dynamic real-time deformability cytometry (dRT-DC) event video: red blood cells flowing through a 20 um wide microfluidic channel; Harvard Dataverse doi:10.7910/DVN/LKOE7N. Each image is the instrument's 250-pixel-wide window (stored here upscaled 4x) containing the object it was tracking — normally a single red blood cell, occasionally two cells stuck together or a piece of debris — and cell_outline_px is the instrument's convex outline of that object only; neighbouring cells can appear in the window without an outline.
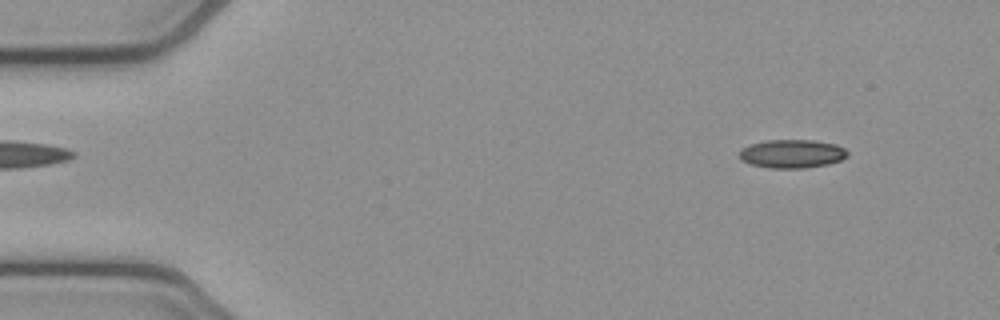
{"species": "common noctule bat (a hibernating species)", "species_latin": "Nyctalus noctula", "temperature_condition": "cold", "stored_images_in_passage": 4, "camera_frame_rate_fps": 3000, "um_per_image_px": 0.085, "animal": {"sex": "female", "body_mass_g": 21.9}, "frame": {"image": 1, "passage_image": 1, "time_ms": 0.0, "image_size_px": [1000, 320], "cell_outline_px": [[848, 156], [840, 160], [828, 164], [804, 168], [768, 168], [752, 164], [740, 160], [740, 148], [764, 140], [812, 140], [836, 144], [844, 148], [848, 152]], "centroid_in_image_um": [67.32, 13.07], "position_along_channel_um": 17.7, "area_um2": 17.98}}
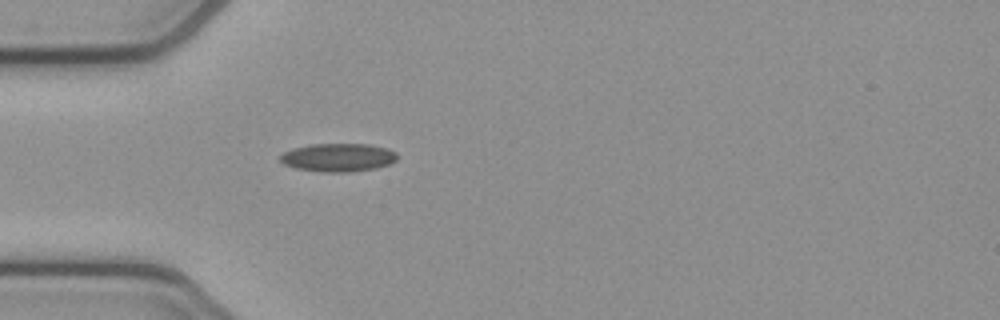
{"frame": {"image": 2, "passage_image": 4, "time_ms": 1.0, "image_size_px": [1000, 320], "cell_outline_px": [[396, 160], [388, 164], [376, 168], [348, 172], [320, 172], [296, 168], [284, 164], [280, 160], [280, 156], [284, 152], [292, 148], [312, 144], [368, 144], [388, 148], [396, 152]], "centroid_in_image_um": [28.73, 13.38], "position_along_channel_um": 56.3, "area_um2": 19.25}}